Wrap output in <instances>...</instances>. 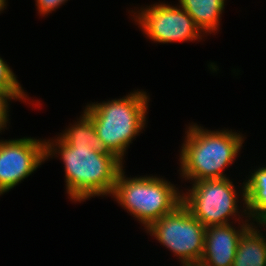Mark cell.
Segmentation results:
<instances>
[{"instance_id":"obj_5","label":"cell","mask_w":266,"mask_h":266,"mask_svg":"<svg viewBox=\"0 0 266 266\" xmlns=\"http://www.w3.org/2000/svg\"><path fill=\"white\" fill-rule=\"evenodd\" d=\"M146 229L149 235L179 257L182 266L199 265L206 227L183 204L152 222Z\"/></svg>"},{"instance_id":"obj_7","label":"cell","mask_w":266,"mask_h":266,"mask_svg":"<svg viewBox=\"0 0 266 266\" xmlns=\"http://www.w3.org/2000/svg\"><path fill=\"white\" fill-rule=\"evenodd\" d=\"M133 13L135 23L151 41L165 44L202 40L201 30L180 5L155 3Z\"/></svg>"},{"instance_id":"obj_1","label":"cell","mask_w":266,"mask_h":266,"mask_svg":"<svg viewBox=\"0 0 266 266\" xmlns=\"http://www.w3.org/2000/svg\"><path fill=\"white\" fill-rule=\"evenodd\" d=\"M46 160L60 155L64 164L66 192L71 201L112 195L123 161L113 153H97L89 147L67 145L59 136L45 140Z\"/></svg>"},{"instance_id":"obj_10","label":"cell","mask_w":266,"mask_h":266,"mask_svg":"<svg viewBox=\"0 0 266 266\" xmlns=\"http://www.w3.org/2000/svg\"><path fill=\"white\" fill-rule=\"evenodd\" d=\"M179 5L193 18L204 35L219 29L225 0H179Z\"/></svg>"},{"instance_id":"obj_12","label":"cell","mask_w":266,"mask_h":266,"mask_svg":"<svg viewBox=\"0 0 266 266\" xmlns=\"http://www.w3.org/2000/svg\"><path fill=\"white\" fill-rule=\"evenodd\" d=\"M67 145L73 147H89L97 153L108 152L98 138L91 118L83 111L80 119L63 131L59 136Z\"/></svg>"},{"instance_id":"obj_17","label":"cell","mask_w":266,"mask_h":266,"mask_svg":"<svg viewBox=\"0 0 266 266\" xmlns=\"http://www.w3.org/2000/svg\"><path fill=\"white\" fill-rule=\"evenodd\" d=\"M68 0H36V6L38 13L42 16L55 11L59 6L64 4Z\"/></svg>"},{"instance_id":"obj_19","label":"cell","mask_w":266,"mask_h":266,"mask_svg":"<svg viewBox=\"0 0 266 266\" xmlns=\"http://www.w3.org/2000/svg\"><path fill=\"white\" fill-rule=\"evenodd\" d=\"M6 193L1 187H0V195Z\"/></svg>"},{"instance_id":"obj_2","label":"cell","mask_w":266,"mask_h":266,"mask_svg":"<svg viewBox=\"0 0 266 266\" xmlns=\"http://www.w3.org/2000/svg\"><path fill=\"white\" fill-rule=\"evenodd\" d=\"M244 137L232 130L211 131L190 124L180 149V174L192 182L227 178L225 168L239 154Z\"/></svg>"},{"instance_id":"obj_6","label":"cell","mask_w":266,"mask_h":266,"mask_svg":"<svg viewBox=\"0 0 266 266\" xmlns=\"http://www.w3.org/2000/svg\"><path fill=\"white\" fill-rule=\"evenodd\" d=\"M235 187L228 177L195 181L188 192H182V204L205 227L229 224L230 217L236 216L240 222Z\"/></svg>"},{"instance_id":"obj_11","label":"cell","mask_w":266,"mask_h":266,"mask_svg":"<svg viewBox=\"0 0 266 266\" xmlns=\"http://www.w3.org/2000/svg\"><path fill=\"white\" fill-rule=\"evenodd\" d=\"M261 231L252 225L242 235L232 266H266V238Z\"/></svg>"},{"instance_id":"obj_13","label":"cell","mask_w":266,"mask_h":266,"mask_svg":"<svg viewBox=\"0 0 266 266\" xmlns=\"http://www.w3.org/2000/svg\"><path fill=\"white\" fill-rule=\"evenodd\" d=\"M247 218L253 225H266V188H245ZM252 218V219H251Z\"/></svg>"},{"instance_id":"obj_15","label":"cell","mask_w":266,"mask_h":266,"mask_svg":"<svg viewBox=\"0 0 266 266\" xmlns=\"http://www.w3.org/2000/svg\"><path fill=\"white\" fill-rule=\"evenodd\" d=\"M28 98L25 92H0V132L1 130L7 127L8 119H9V101L11 100H21L25 101Z\"/></svg>"},{"instance_id":"obj_4","label":"cell","mask_w":266,"mask_h":266,"mask_svg":"<svg viewBox=\"0 0 266 266\" xmlns=\"http://www.w3.org/2000/svg\"><path fill=\"white\" fill-rule=\"evenodd\" d=\"M124 173L122 168L112 197L137 218L145 229L182 204V193L170 181L153 175L128 178Z\"/></svg>"},{"instance_id":"obj_8","label":"cell","mask_w":266,"mask_h":266,"mask_svg":"<svg viewBox=\"0 0 266 266\" xmlns=\"http://www.w3.org/2000/svg\"><path fill=\"white\" fill-rule=\"evenodd\" d=\"M46 160L45 139L0 140V187L8 192Z\"/></svg>"},{"instance_id":"obj_9","label":"cell","mask_w":266,"mask_h":266,"mask_svg":"<svg viewBox=\"0 0 266 266\" xmlns=\"http://www.w3.org/2000/svg\"><path fill=\"white\" fill-rule=\"evenodd\" d=\"M248 221L242 220V224L239 223L240 229H235L231 223L206 227L199 266H232L240 238L253 225Z\"/></svg>"},{"instance_id":"obj_14","label":"cell","mask_w":266,"mask_h":266,"mask_svg":"<svg viewBox=\"0 0 266 266\" xmlns=\"http://www.w3.org/2000/svg\"><path fill=\"white\" fill-rule=\"evenodd\" d=\"M0 92H24L14 72L0 57Z\"/></svg>"},{"instance_id":"obj_16","label":"cell","mask_w":266,"mask_h":266,"mask_svg":"<svg viewBox=\"0 0 266 266\" xmlns=\"http://www.w3.org/2000/svg\"><path fill=\"white\" fill-rule=\"evenodd\" d=\"M254 173H251L248 178V180H245L246 182H243L242 190H240V194H242L241 198L243 199V212L247 217V211H246V202H245V188H266V167H259L258 169L253 171ZM242 191V193H241Z\"/></svg>"},{"instance_id":"obj_18","label":"cell","mask_w":266,"mask_h":266,"mask_svg":"<svg viewBox=\"0 0 266 266\" xmlns=\"http://www.w3.org/2000/svg\"><path fill=\"white\" fill-rule=\"evenodd\" d=\"M7 5V2H6V0H0V13L4 10V9H6V6Z\"/></svg>"},{"instance_id":"obj_3","label":"cell","mask_w":266,"mask_h":266,"mask_svg":"<svg viewBox=\"0 0 266 266\" xmlns=\"http://www.w3.org/2000/svg\"><path fill=\"white\" fill-rule=\"evenodd\" d=\"M149 100L146 92L137 90L120 99L85 107L105 149L122 161L130 143L144 130Z\"/></svg>"}]
</instances>
